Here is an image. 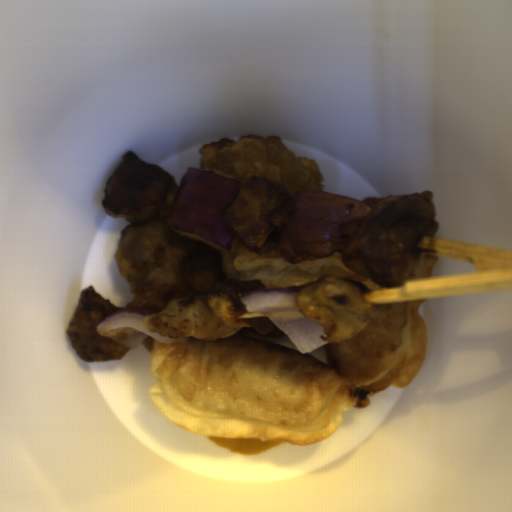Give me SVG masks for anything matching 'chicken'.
<instances>
[{
	"instance_id": "obj_1",
	"label": "chicken",
	"mask_w": 512,
	"mask_h": 512,
	"mask_svg": "<svg viewBox=\"0 0 512 512\" xmlns=\"http://www.w3.org/2000/svg\"><path fill=\"white\" fill-rule=\"evenodd\" d=\"M167 215L126 224L113 259L132 298L125 309L159 313L172 299L221 290L245 308L242 294L266 289L256 280H236L223 270L218 249L181 236L166 223Z\"/></svg>"
},
{
	"instance_id": "obj_2",
	"label": "chicken",
	"mask_w": 512,
	"mask_h": 512,
	"mask_svg": "<svg viewBox=\"0 0 512 512\" xmlns=\"http://www.w3.org/2000/svg\"><path fill=\"white\" fill-rule=\"evenodd\" d=\"M200 168L215 169L244 185L252 176L278 181L293 202L299 191L324 192L321 167L308 157H295L281 137L242 135L221 138L199 147Z\"/></svg>"
},
{
	"instance_id": "obj_3",
	"label": "chicken",
	"mask_w": 512,
	"mask_h": 512,
	"mask_svg": "<svg viewBox=\"0 0 512 512\" xmlns=\"http://www.w3.org/2000/svg\"><path fill=\"white\" fill-rule=\"evenodd\" d=\"M258 335L264 337H277L284 335V331L275 325L265 315H261L254 319L244 320Z\"/></svg>"
}]
</instances>
